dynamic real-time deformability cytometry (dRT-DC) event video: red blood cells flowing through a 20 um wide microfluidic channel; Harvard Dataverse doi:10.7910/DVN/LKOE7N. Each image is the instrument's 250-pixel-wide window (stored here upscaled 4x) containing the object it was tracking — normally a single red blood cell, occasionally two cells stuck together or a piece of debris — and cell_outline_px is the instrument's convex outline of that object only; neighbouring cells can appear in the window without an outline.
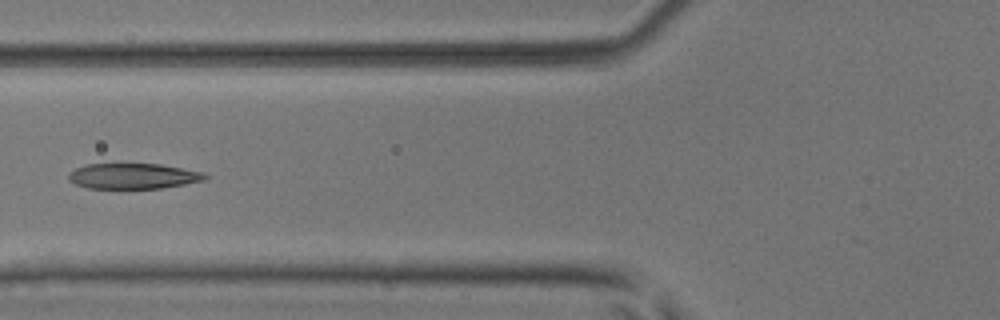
{"species": "common noctule bat (a hibernating species)", "species_latin": "Nyctalus noctula", "temperature_condition": "room temperature", "stored_images_in_passage": 7, "camera_frame_rate_fps": 3000, "um_per_image_px": 0.085, "animal": {"sex": "male", "body_mass_g": 17.9, "forearm_length_mm": 54.2}, "frame": {"image": 1, "passage_image": 5, "time_ms": 1.333, "image_size_px": [1000, 320], "cell_outline_px": [[208, 176], [204, 180], [184, 184], [160, 188], [88, 188], [76, 184], [68, 180], [68, 172], [76, 168], [88, 164], [160, 164], [204, 172]], "centroid_in_image_um": [11.3, 14.96], "position_along_channel_um": 114.5, "area_um2": 20.17}}
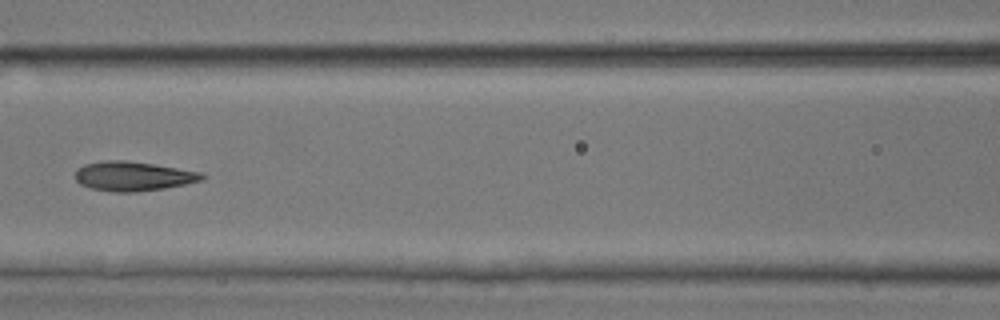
{"frame": {"image": 2, "passage_image": 6, "time_ms": 1.667, "image_size_px": [1000, 320], "cell_outline_px": [[204, 180], [164, 188], [136, 192], [112, 192], [92, 188], [80, 184], [76, 180], [76, 168], [84, 164], [104, 160], [124, 160], [152, 164], [200, 172], [204, 176]], "centroid_in_image_um": [11.27, 14.97], "position_along_channel_um": 155.3, "area_um2": 21.56}}